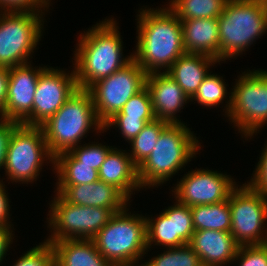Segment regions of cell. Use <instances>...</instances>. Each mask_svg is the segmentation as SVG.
<instances>
[{
    "label": "cell",
    "mask_w": 267,
    "mask_h": 266,
    "mask_svg": "<svg viewBox=\"0 0 267 266\" xmlns=\"http://www.w3.org/2000/svg\"><path fill=\"white\" fill-rule=\"evenodd\" d=\"M139 13L133 60L147 74L162 68L166 72L185 53L181 21L168 7L143 9Z\"/></svg>",
    "instance_id": "6da1fadb"
},
{
    "label": "cell",
    "mask_w": 267,
    "mask_h": 266,
    "mask_svg": "<svg viewBox=\"0 0 267 266\" xmlns=\"http://www.w3.org/2000/svg\"><path fill=\"white\" fill-rule=\"evenodd\" d=\"M79 38L74 73L80 89H89L133 60L132 54L122 58L123 42L114 19L97 23Z\"/></svg>",
    "instance_id": "7a4b0ae2"
},
{
    "label": "cell",
    "mask_w": 267,
    "mask_h": 266,
    "mask_svg": "<svg viewBox=\"0 0 267 266\" xmlns=\"http://www.w3.org/2000/svg\"><path fill=\"white\" fill-rule=\"evenodd\" d=\"M199 141L182 123L168 124L161 132L151 154L138 166L141 188L159 186L191 161Z\"/></svg>",
    "instance_id": "3957f363"
},
{
    "label": "cell",
    "mask_w": 267,
    "mask_h": 266,
    "mask_svg": "<svg viewBox=\"0 0 267 266\" xmlns=\"http://www.w3.org/2000/svg\"><path fill=\"white\" fill-rule=\"evenodd\" d=\"M92 126H95L99 133L103 131V124L97 119L90 91L80 88H77L64 105L41 125L53 157L78 146Z\"/></svg>",
    "instance_id": "277c9868"
},
{
    "label": "cell",
    "mask_w": 267,
    "mask_h": 266,
    "mask_svg": "<svg viewBox=\"0 0 267 266\" xmlns=\"http://www.w3.org/2000/svg\"><path fill=\"white\" fill-rule=\"evenodd\" d=\"M219 63L238 56L267 30V0H228L217 18Z\"/></svg>",
    "instance_id": "5b68a950"
},
{
    "label": "cell",
    "mask_w": 267,
    "mask_h": 266,
    "mask_svg": "<svg viewBox=\"0 0 267 266\" xmlns=\"http://www.w3.org/2000/svg\"><path fill=\"white\" fill-rule=\"evenodd\" d=\"M126 209L114 213L92 239L113 266H138L135 263L147 252L146 217L130 215Z\"/></svg>",
    "instance_id": "8992f818"
},
{
    "label": "cell",
    "mask_w": 267,
    "mask_h": 266,
    "mask_svg": "<svg viewBox=\"0 0 267 266\" xmlns=\"http://www.w3.org/2000/svg\"><path fill=\"white\" fill-rule=\"evenodd\" d=\"M243 74L232 89L225 113L245 138H251L267 123V71Z\"/></svg>",
    "instance_id": "52a82bcc"
},
{
    "label": "cell",
    "mask_w": 267,
    "mask_h": 266,
    "mask_svg": "<svg viewBox=\"0 0 267 266\" xmlns=\"http://www.w3.org/2000/svg\"><path fill=\"white\" fill-rule=\"evenodd\" d=\"M45 160L54 163L42 127L18 124L12 130L7 145L3 166L7 178L22 184L31 183L39 176Z\"/></svg>",
    "instance_id": "ba28073f"
},
{
    "label": "cell",
    "mask_w": 267,
    "mask_h": 266,
    "mask_svg": "<svg viewBox=\"0 0 267 266\" xmlns=\"http://www.w3.org/2000/svg\"><path fill=\"white\" fill-rule=\"evenodd\" d=\"M0 13V67L12 68L29 63L27 60L42 36L44 14L17 11Z\"/></svg>",
    "instance_id": "9c48e42d"
},
{
    "label": "cell",
    "mask_w": 267,
    "mask_h": 266,
    "mask_svg": "<svg viewBox=\"0 0 267 266\" xmlns=\"http://www.w3.org/2000/svg\"><path fill=\"white\" fill-rule=\"evenodd\" d=\"M50 205L49 226L53 231L46 239L50 244L65 239L92 240L114 214L110 209L74 205L60 194Z\"/></svg>",
    "instance_id": "30bf717a"
},
{
    "label": "cell",
    "mask_w": 267,
    "mask_h": 266,
    "mask_svg": "<svg viewBox=\"0 0 267 266\" xmlns=\"http://www.w3.org/2000/svg\"><path fill=\"white\" fill-rule=\"evenodd\" d=\"M231 211L230 233L240 246L264 244L267 239V197L248 184L238 186L228 199ZM265 232V234H264Z\"/></svg>",
    "instance_id": "8fae6325"
},
{
    "label": "cell",
    "mask_w": 267,
    "mask_h": 266,
    "mask_svg": "<svg viewBox=\"0 0 267 266\" xmlns=\"http://www.w3.org/2000/svg\"><path fill=\"white\" fill-rule=\"evenodd\" d=\"M147 73L134 60L124 68L94 83L88 90L93 97L97 119L104 124L125 103L146 86Z\"/></svg>",
    "instance_id": "7c38bea8"
},
{
    "label": "cell",
    "mask_w": 267,
    "mask_h": 266,
    "mask_svg": "<svg viewBox=\"0 0 267 266\" xmlns=\"http://www.w3.org/2000/svg\"><path fill=\"white\" fill-rule=\"evenodd\" d=\"M229 175L217 171L197 169L189 171L174 188V198L189 207L210 205L229 199L237 187Z\"/></svg>",
    "instance_id": "4fadbf2b"
},
{
    "label": "cell",
    "mask_w": 267,
    "mask_h": 266,
    "mask_svg": "<svg viewBox=\"0 0 267 266\" xmlns=\"http://www.w3.org/2000/svg\"><path fill=\"white\" fill-rule=\"evenodd\" d=\"M78 88L74 70L45 68L41 71L32 110V126H41L53 116Z\"/></svg>",
    "instance_id": "5bb4252c"
},
{
    "label": "cell",
    "mask_w": 267,
    "mask_h": 266,
    "mask_svg": "<svg viewBox=\"0 0 267 266\" xmlns=\"http://www.w3.org/2000/svg\"><path fill=\"white\" fill-rule=\"evenodd\" d=\"M29 63L9 68V83L4 120L32 126L33 101L37 81L44 67H31Z\"/></svg>",
    "instance_id": "9a60e30c"
},
{
    "label": "cell",
    "mask_w": 267,
    "mask_h": 266,
    "mask_svg": "<svg viewBox=\"0 0 267 266\" xmlns=\"http://www.w3.org/2000/svg\"><path fill=\"white\" fill-rule=\"evenodd\" d=\"M146 87L150 92L156 119L169 124H183L175 114L180 112L190 99L177 82L166 72L159 71L147 74Z\"/></svg>",
    "instance_id": "2e32d148"
},
{
    "label": "cell",
    "mask_w": 267,
    "mask_h": 266,
    "mask_svg": "<svg viewBox=\"0 0 267 266\" xmlns=\"http://www.w3.org/2000/svg\"><path fill=\"white\" fill-rule=\"evenodd\" d=\"M57 193L74 205L103 207L113 213L123 210L129 199L114 185L101 180L80 185H56Z\"/></svg>",
    "instance_id": "e0dca14e"
},
{
    "label": "cell",
    "mask_w": 267,
    "mask_h": 266,
    "mask_svg": "<svg viewBox=\"0 0 267 266\" xmlns=\"http://www.w3.org/2000/svg\"><path fill=\"white\" fill-rule=\"evenodd\" d=\"M188 245L203 266H223L233 262L240 247L230 232L214 230L194 231Z\"/></svg>",
    "instance_id": "ac0fdd59"
},
{
    "label": "cell",
    "mask_w": 267,
    "mask_h": 266,
    "mask_svg": "<svg viewBox=\"0 0 267 266\" xmlns=\"http://www.w3.org/2000/svg\"><path fill=\"white\" fill-rule=\"evenodd\" d=\"M185 52L211 56L219 61L220 42L217 18L181 21Z\"/></svg>",
    "instance_id": "d6986e66"
},
{
    "label": "cell",
    "mask_w": 267,
    "mask_h": 266,
    "mask_svg": "<svg viewBox=\"0 0 267 266\" xmlns=\"http://www.w3.org/2000/svg\"><path fill=\"white\" fill-rule=\"evenodd\" d=\"M122 151L115 147L108 152L98 171L99 180L114 185L130 200L133 190L141 188L138 167L129 154Z\"/></svg>",
    "instance_id": "ffe728a7"
},
{
    "label": "cell",
    "mask_w": 267,
    "mask_h": 266,
    "mask_svg": "<svg viewBox=\"0 0 267 266\" xmlns=\"http://www.w3.org/2000/svg\"><path fill=\"white\" fill-rule=\"evenodd\" d=\"M219 62L211 56L198 53L182 54L166 71L177 84L183 89L184 93L191 99L209 74L207 69Z\"/></svg>",
    "instance_id": "44dd1931"
},
{
    "label": "cell",
    "mask_w": 267,
    "mask_h": 266,
    "mask_svg": "<svg viewBox=\"0 0 267 266\" xmlns=\"http://www.w3.org/2000/svg\"><path fill=\"white\" fill-rule=\"evenodd\" d=\"M51 245L55 266H113L99 253L93 240L65 239Z\"/></svg>",
    "instance_id": "7402d4cb"
},
{
    "label": "cell",
    "mask_w": 267,
    "mask_h": 266,
    "mask_svg": "<svg viewBox=\"0 0 267 266\" xmlns=\"http://www.w3.org/2000/svg\"><path fill=\"white\" fill-rule=\"evenodd\" d=\"M53 167L58 175L57 185L89 184L99 180L98 170L81 164L69 151L54 157Z\"/></svg>",
    "instance_id": "603a6c76"
},
{
    "label": "cell",
    "mask_w": 267,
    "mask_h": 266,
    "mask_svg": "<svg viewBox=\"0 0 267 266\" xmlns=\"http://www.w3.org/2000/svg\"><path fill=\"white\" fill-rule=\"evenodd\" d=\"M190 208L195 231L230 232L231 211L228 200L210 205L191 206Z\"/></svg>",
    "instance_id": "cb8c5ba5"
},
{
    "label": "cell",
    "mask_w": 267,
    "mask_h": 266,
    "mask_svg": "<svg viewBox=\"0 0 267 266\" xmlns=\"http://www.w3.org/2000/svg\"><path fill=\"white\" fill-rule=\"evenodd\" d=\"M228 0H171L168 8L180 21L218 18Z\"/></svg>",
    "instance_id": "d4e9b609"
},
{
    "label": "cell",
    "mask_w": 267,
    "mask_h": 266,
    "mask_svg": "<svg viewBox=\"0 0 267 266\" xmlns=\"http://www.w3.org/2000/svg\"><path fill=\"white\" fill-rule=\"evenodd\" d=\"M169 123L155 119L147 123L131 143V153H128L132 162L138 167L150 154L162 130Z\"/></svg>",
    "instance_id": "484cf974"
},
{
    "label": "cell",
    "mask_w": 267,
    "mask_h": 266,
    "mask_svg": "<svg viewBox=\"0 0 267 266\" xmlns=\"http://www.w3.org/2000/svg\"><path fill=\"white\" fill-rule=\"evenodd\" d=\"M163 211L167 217H173L174 247L189 244L195 231L191 208L176 201V205L174 204Z\"/></svg>",
    "instance_id": "4316f807"
},
{
    "label": "cell",
    "mask_w": 267,
    "mask_h": 266,
    "mask_svg": "<svg viewBox=\"0 0 267 266\" xmlns=\"http://www.w3.org/2000/svg\"><path fill=\"white\" fill-rule=\"evenodd\" d=\"M154 243L167 248L174 247L173 217H167L162 212L155 219H147L146 217L147 249H150Z\"/></svg>",
    "instance_id": "83f0119b"
},
{
    "label": "cell",
    "mask_w": 267,
    "mask_h": 266,
    "mask_svg": "<svg viewBox=\"0 0 267 266\" xmlns=\"http://www.w3.org/2000/svg\"><path fill=\"white\" fill-rule=\"evenodd\" d=\"M167 250L139 266H203L199 256L188 244Z\"/></svg>",
    "instance_id": "f1b7e54d"
},
{
    "label": "cell",
    "mask_w": 267,
    "mask_h": 266,
    "mask_svg": "<svg viewBox=\"0 0 267 266\" xmlns=\"http://www.w3.org/2000/svg\"><path fill=\"white\" fill-rule=\"evenodd\" d=\"M222 78L223 77H220L217 74H211L210 72L204 78L190 101H197L198 104L206 107L220 105L228 93Z\"/></svg>",
    "instance_id": "f546056e"
},
{
    "label": "cell",
    "mask_w": 267,
    "mask_h": 266,
    "mask_svg": "<svg viewBox=\"0 0 267 266\" xmlns=\"http://www.w3.org/2000/svg\"><path fill=\"white\" fill-rule=\"evenodd\" d=\"M111 118L156 119L148 88L145 86L133 95Z\"/></svg>",
    "instance_id": "4dcf8cb0"
},
{
    "label": "cell",
    "mask_w": 267,
    "mask_h": 266,
    "mask_svg": "<svg viewBox=\"0 0 267 266\" xmlns=\"http://www.w3.org/2000/svg\"><path fill=\"white\" fill-rule=\"evenodd\" d=\"M81 145L76 146L69 152L81 163L92 165L95 170L100 169L101 165L104 163L105 157L108 152L112 149V146H106L102 144H85L83 147Z\"/></svg>",
    "instance_id": "1f68e13d"
},
{
    "label": "cell",
    "mask_w": 267,
    "mask_h": 266,
    "mask_svg": "<svg viewBox=\"0 0 267 266\" xmlns=\"http://www.w3.org/2000/svg\"><path fill=\"white\" fill-rule=\"evenodd\" d=\"M23 255L13 266H55L54 251L52 245L47 241L30 249Z\"/></svg>",
    "instance_id": "d6a6232c"
},
{
    "label": "cell",
    "mask_w": 267,
    "mask_h": 266,
    "mask_svg": "<svg viewBox=\"0 0 267 266\" xmlns=\"http://www.w3.org/2000/svg\"><path fill=\"white\" fill-rule=\"evenodd\" d=\"M239 266H267V247L265 244L240 246L235 256Z\"/></svg>",
    "instance_id": "836d02e7"
},
{
    "label": "cell",
    "mask_w": 267,
    "mask_h": 266,
    "mask_svg": "<svg viewBox=\"0 0 267 266\" xmlns=\"http://www.w3.org/2000/svg\"><path fill=\"white\" fill-rule=\"evenodd\" d=\"M155 119H133V118H110L103 124L105 129L115 125L121 130L124 139L131 142L143 129V127Z\"/></svg>",
    "instance_id": "e575fe53"
},
{
    "label": "cell",
    "mask_w": 267,
    "mask_h": 266,
    "mask_svg": "<svg viewBox=\"0 0 267 266\" xmlns=\"http://www.w3.org/2000/svg\"><path fill=\"white\" fill-rule=\"evenodd\" d=\"M49 3L50 0H0V9L15 12H40L41 8L47 7L48 9Z\"/></svg>",
    "instance_id": "d590c367"
},
{
    "label": "cell",
    "mask_w": 267,
    "mask_h": 266,
    "mask_svg": "<svg viewBox=\"0 0 267 266\" xmlns=\"http://www.w3.org/2000/svg\"><path fill=\"white\" fill-rule=\"evenodd\" d=\"M253 178L247 183L253 190L267 197V144L262 150Z\"/></svg>",
    "instance_id": "8d00e7d4"
},
{
    "label": "cell",
    "mask_w": 267,
    "mask_h": 266,
    "mask_svg": "<svg viewBox=\"0 0 267 266\" xmlns=\"http://www.w3.org/2000/svg\"><path fill=\"white\" fill-rule=\"evenodd\" d=\"M19 123L14 121H8L0 119V169L3 168L5 162V156L7 152V145L12 133V130Z\"/></svg>",
    "instance_id": "74e56055"
},
{
    "label": "cell",
    "mask_w": 267,
    "mask_h": 266,
    "mask_svg": "<svg viewBox=\"0 0 267 266\" xmlns=\"http://www.w3.org/2000/svg\"><path fill=\"white\" fill-rule=\"evenodd\" d=\"M9 68L0 67V119L4 120V110L8 94Z\"/></svg>",
    "instance_id": "f35d334b"
},
{
    "label": "cell",
    "mask_w": 267,
    "mask_h": 266,
    "mask_svg": "<svg viewBox=\"0 0 267 266\" xmlns=\"http://www.w3.org/2000/svg\"><path fill=\"white\" fill-rule=\"evenodd\" d=\"M0 181V226H8L11 227L12 225L10 221L8 222L9 218V198L6 194L4 184Z\"/></svg>",
    "instance_id": "ab89813d"
},
{
    "label": "cell",
    "mask_w": 267,
    "mask_h": 266,
    "mask_svg": "<svg viewBox=\"0 0 267 266\" xmlns=\"http://www.w3.org/2000/svg\"><path fill=\"white\" fill-rule=\"evenodd\" d=\"M10 228L8 226H0V263L12 243L13 231Z\"/></svg>",
    "instance_id": "60d3db41"
}]
</instances>
